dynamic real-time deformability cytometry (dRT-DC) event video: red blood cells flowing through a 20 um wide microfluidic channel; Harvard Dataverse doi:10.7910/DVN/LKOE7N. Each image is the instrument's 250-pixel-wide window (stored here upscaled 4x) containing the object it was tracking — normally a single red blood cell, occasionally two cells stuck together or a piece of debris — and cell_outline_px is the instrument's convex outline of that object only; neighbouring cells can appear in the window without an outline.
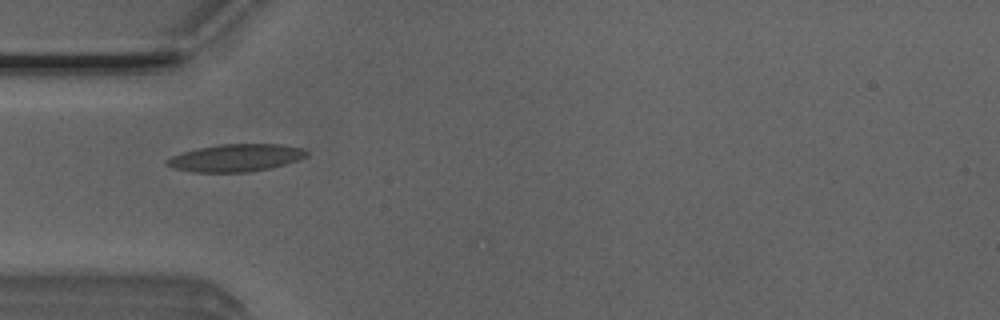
{"species": "Egyptian fruit bat (a non-hibernating species)", "species_latin": "Rousettus aegyptiacus", "temperature_condition": "room temperature", "stored_images_in_passage": 2, "camera_frame_rate_fps": 3000, "um_per_image_px": 0.085, "animal": {"sex": "male"}, "frame": {"image": 1, "passage_image": 1, "time_ms": 0.0, "image_size_px": [1000, 320], "cell_outline_px": [[308, 156], [284, 164], [268, 168], [248, 172], [192, 172], [176, 168], [164, 164], [164, 160], [172, 156], [184, 152], [200, 148], [220, 144], [284, 144], [304, 148], [308, 152]], "centroid_in_image_um": [20.06, 13.41], "position_along_channel_um": 64.9, "area_um2": 22.2}}